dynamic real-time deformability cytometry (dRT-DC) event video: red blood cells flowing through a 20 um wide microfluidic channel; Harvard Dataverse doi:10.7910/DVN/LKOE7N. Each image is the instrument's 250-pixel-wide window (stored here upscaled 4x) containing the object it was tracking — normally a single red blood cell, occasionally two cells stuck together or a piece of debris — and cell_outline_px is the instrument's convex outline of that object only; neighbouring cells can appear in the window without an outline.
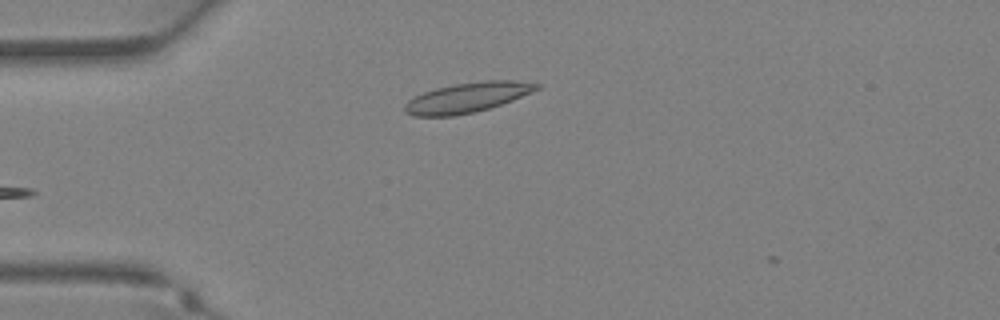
{"species": "Egyptian fruit bat (a non-hibernating species)", "species_latin": "Rousettus aegyptiacus", "temperature_condition": "warm", "stored_images_in_passage": 2, "camera_frame_rate_fps": 3000, "um_per_image_px": 0.085, "animal": {"sex": "female"}, "frame": {"image": 1, "passage_image": 1, "time_ms": 0.0, "image_size_px": [1000, 320], "cell_outline_px": [[544, 84], [540, 88], [532, 92], [512, 100], [488, 108], [456, 116], [412, 116], [404, 112], [404, 104], [412, 96], [436, 88], [456, 84], [488, 80], [512, 80]], "centroid_in_image_um": [39.7, 8.29], "position_along_channel_um": 45.3, "area_um2": 23.0}}